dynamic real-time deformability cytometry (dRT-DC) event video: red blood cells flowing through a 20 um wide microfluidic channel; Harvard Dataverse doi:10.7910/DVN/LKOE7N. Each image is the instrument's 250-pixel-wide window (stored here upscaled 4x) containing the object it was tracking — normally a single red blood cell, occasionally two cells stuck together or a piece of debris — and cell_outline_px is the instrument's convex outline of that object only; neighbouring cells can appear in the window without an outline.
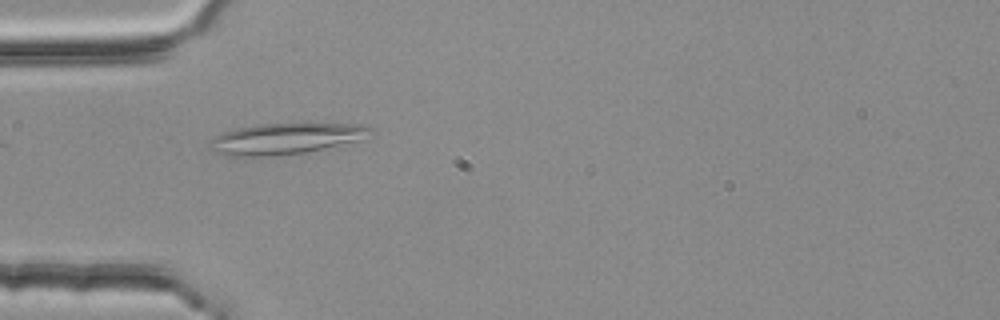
{"species": "common noctule bat (a hibernating species)", "species_latin": "Nyctalus noctula", "temperature_condition": "room temperature", "stored_images_in_passage": 5, "camera_frame_rate_fps": 3000, "um_per_image_px": 0.085, "animal": {"sex": "female", "body_mass_g": 25.1}, "frame": {"image": 1, "passage_image": 5, "time_ms": 1.333, "image_size_px": [1000, 320], "cell_outline_px": [[376, 132], [360, 140], [304, 152], [276, 156], [224, 156], [212, 152], [208, 148], [208, 144], [216, 136], [224, 132], [256, 124], [360, 124], [372, 128]], "centroid_in_image_um": [24.25, 11.8], "position_along_channel_um": 60.7, "area_um2": 28.96}}